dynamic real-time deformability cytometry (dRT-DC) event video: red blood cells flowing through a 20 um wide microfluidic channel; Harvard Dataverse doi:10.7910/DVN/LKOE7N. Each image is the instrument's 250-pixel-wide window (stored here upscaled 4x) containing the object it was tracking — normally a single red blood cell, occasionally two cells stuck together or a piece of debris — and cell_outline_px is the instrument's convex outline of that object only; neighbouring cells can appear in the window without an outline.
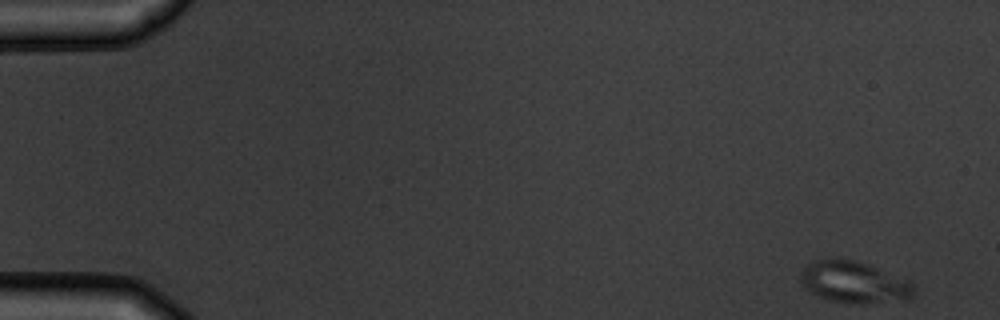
{"species": "common noctule bat (a hibernating species)", "species_latin": "Nyctalus noctula", "temperature_condition": "warm", "stored_images_in_passage": 5, "camera_frame_rate_fps": 3000, "um_per_image_px": 0.085, "animal": {"sex": "male", "body_mass_g": 19.5, "forearm_length_mm": 54.6}, "frame": {"image": 1, "passage_image": 1, "time_ms": 0.0, "image_size_px": [1000, 320], "cell_outline_px": [[916, 284], [912, 300], [868, 304], [844, 304], [828, 300], [812, 292], [804, 284], [804, 268], [808, 264], [816, 260], [852, 260], [868, 264], [908, 280]], "centroid_in_image_um": [72.74, 24.05], "position_along_channel_um": 12.3, "area_um2": 27.28}}